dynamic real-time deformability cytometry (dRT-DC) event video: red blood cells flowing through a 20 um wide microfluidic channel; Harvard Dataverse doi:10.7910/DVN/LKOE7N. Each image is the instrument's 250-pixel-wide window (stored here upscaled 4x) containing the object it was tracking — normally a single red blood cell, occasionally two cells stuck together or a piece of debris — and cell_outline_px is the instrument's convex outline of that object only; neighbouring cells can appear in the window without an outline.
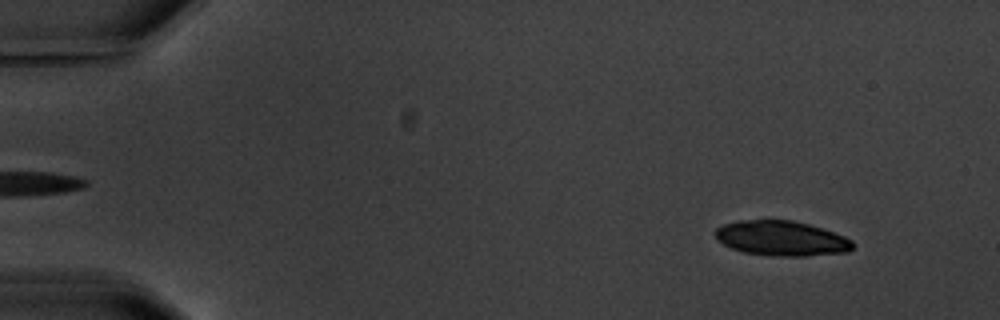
{"species": "common noctule bat (a hibernating species)", "species_latin": "Nyctalus noctula", "temperature_condition": "warm", "stored_images_in_passage": 6, "segment_of_instrument_passage": [2, 2], "camera_frame_rate_fps": 3000, "um_per_image_px": 0.085, "animal": {"sex": "male", "body_mass_g": 20.1, "forearm_length_mm": 53.5}, "frame": {"image": 1, "passage_image": 6, "time_ms": 6.667, "image_size_px": [1000, 320], "cell_outline_px": [[852, 248], [848, 252], [808, 256], [780, 256], [744, 252], [732, 248], [716, 240], [716, 228], [724, 224], [740, 220], [792, 220], [808, 224], [844, 236], [852, 240]], "centroid_in_image_um": [66.42, 20.26], "position_along_channel_um": 18.6, "area_um2": 27.74}}